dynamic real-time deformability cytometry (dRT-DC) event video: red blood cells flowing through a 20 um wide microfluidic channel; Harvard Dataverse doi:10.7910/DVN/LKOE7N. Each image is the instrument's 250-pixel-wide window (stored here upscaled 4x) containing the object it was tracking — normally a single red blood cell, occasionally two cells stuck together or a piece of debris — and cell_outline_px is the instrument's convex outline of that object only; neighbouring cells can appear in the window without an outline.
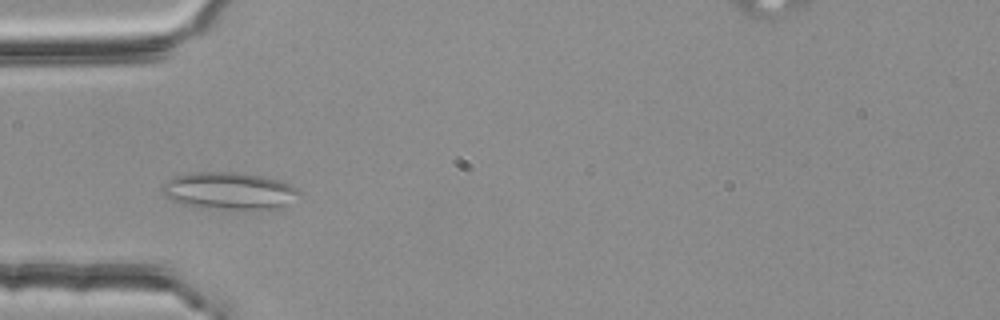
{"species": "common noctule bat (a hibernating species)", "species_latin": "Nyctalus noctula", "temperature_condition": "room temperature", "stored_images_in_passage": 46, "camera_frame_rate_fps": 3000, "um_per_image_px": 0.085, "animal": {"sex": "female", "body_mass_g": 25.1}, "frame": {"image": 1, "passage_image": 11, "time_ms": 3.333, "image_size_px": [1000, 320], "cell_outline_px": [[300, 192], [284, 208], [260, 212], [196, 208], [180, 204], [164, 196], [160, 192], [160, 184], [184, 172], [232, 172], [264, 176], [280, 180], [292, 184]], "centroid_in_image_um": [19.46, 16.27], "position_along_channel_um": 65.5, "area_um2": 31.21}}
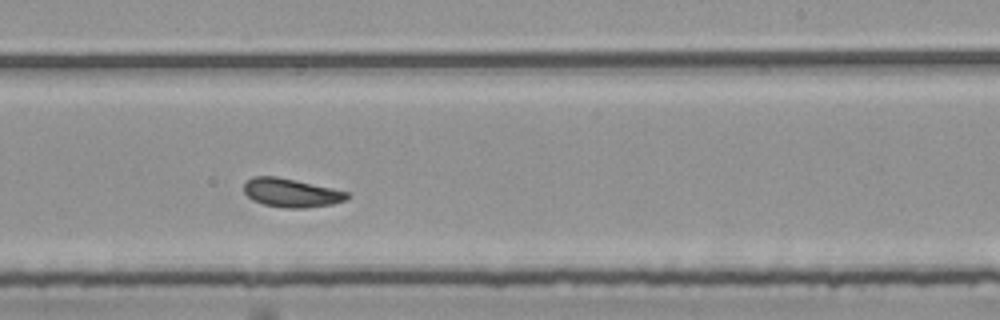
{"frame": {"image": 2, "passage_image": 27, "time_ms": 8.667, "image_size_px": [1000, 320], "cell_outline_px": [[352, 196], [344, 200], [332, 204], [304, 208], [288, 208], [264, 204], [252, 200], [244, 192], [244, 184], [252, 176], [276, 176], [296, 180], [332, 188], [348, 192]], "centroid_in_image_um": [24.76, 16.38], "position_along_channel_um": 264.2, "area_um2": 17.17}}
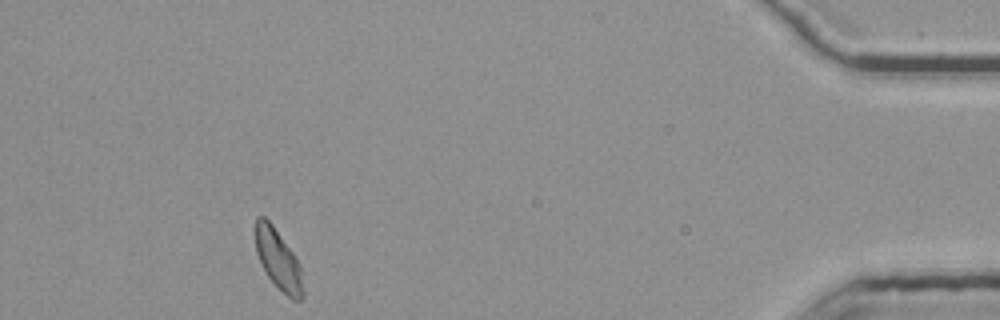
{"frame": {"image": 3, "passage_image": 44, "time_ms": 14.333, "image_size_px": [1000, 320], "cell_outline_px": [[304, 300], [292, 300], [268, 276], [256, 252], [256, 216], [264, 216], [272, 224], [292, 252], [300, 268], [304, 292]], "centroid_in_image_um": [23.66, 22.07], "position_along_channel_um": 411.5, "area_um2": 16.13}}